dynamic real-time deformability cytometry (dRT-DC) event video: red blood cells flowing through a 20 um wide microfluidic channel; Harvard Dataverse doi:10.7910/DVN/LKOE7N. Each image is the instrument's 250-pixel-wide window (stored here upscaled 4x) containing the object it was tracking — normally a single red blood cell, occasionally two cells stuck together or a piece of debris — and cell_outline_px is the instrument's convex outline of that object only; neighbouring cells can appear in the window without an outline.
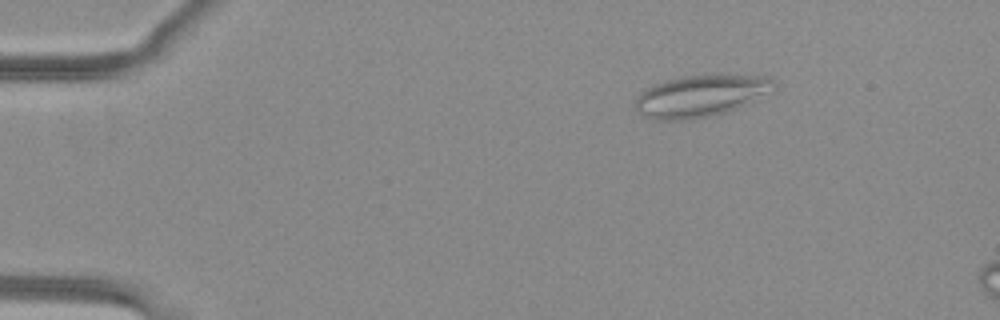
{"species": "common noctule bat (a hibernating species)", "species_latin": "Nyctalus noctula", "temperature_condition": "warm", "stored_images_in_passage": 15, "camera_frame_rate_fps": 3000, "um_per_image_px": 0.085, "animal": {"sex": "female", "body_mass_g": 29.2, "forearm_length_mm": 56.3}, "frame": {"image": 1, "passage_image": 9, "time_ms": 2.667, "image_size_px": [1000, 320], "cell_outline_px": [[776, 92], [724, 112], [708, 116], [684, 120], [652, 120], [644, 116], [636, 108], [636, 100], [640, 92], [656, 84], [680, 76], [704, 72], [724, 72], [772, 76], [776, 80]], "centroid_in_image_um": [59.7, 8.07], "position_along_channel_um": 25.3, "area_um2": 35.03}}